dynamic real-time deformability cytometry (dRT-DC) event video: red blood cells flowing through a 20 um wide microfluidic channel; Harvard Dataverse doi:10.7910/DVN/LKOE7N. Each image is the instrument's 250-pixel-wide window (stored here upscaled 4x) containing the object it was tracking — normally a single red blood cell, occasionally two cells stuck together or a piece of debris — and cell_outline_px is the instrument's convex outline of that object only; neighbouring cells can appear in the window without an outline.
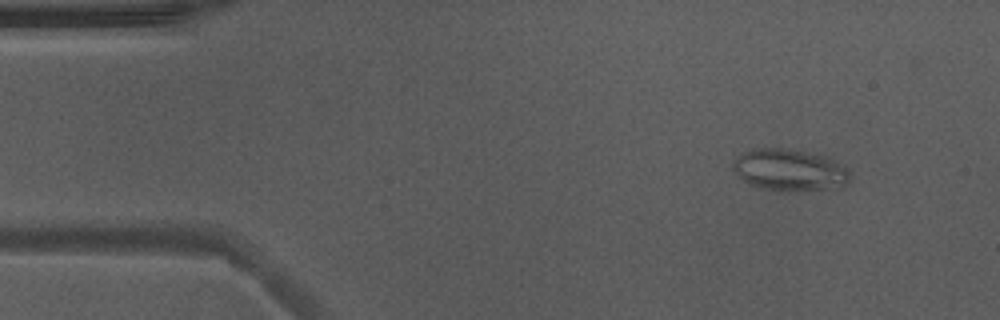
{"species": "Egyptian fruit bat (a non-hibernating species)", "species_latin": "Rousettus aegyptiacus", "temperature_condition": "warm", "stored_images_in_passage": 48, "camera_frame_rate_fps": 3000, "um_per_image_px": 0.085, "animal": {"sex": "male"}, "frame": {"image": 1, "passage_image": 5, "time_ms": 1.333, "image_size_px": [1000, 320], "cell_outline_px": [[848, 184], [840, 188], [756, 188], [748, 184], [732, 168], [732, 160], [744, 152], [756, 148], [784, 148], [828, 156], [844, 168], [848, 172]], "centroid_in_image_um": [67.06, 14.4], "position_along_channel_um": 17.9, "area_um2": 27.51}}
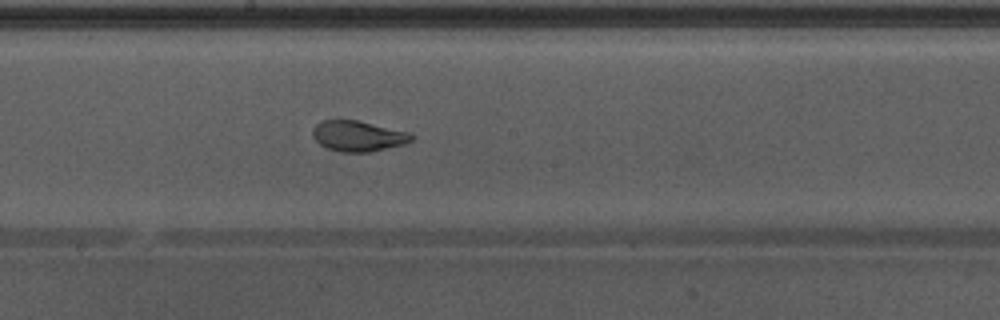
{"frame": {"image": 2, "passage_image": 27, "time_ms": 8.667, "image_size_px": [1000, 320], "cell_outline_px": [[416, 136], [412, 140], [404, 144], [368, 152], [340, 152], [328, 148], [320, 144], [312, 136], [312, 128], [316, 124], [324, 120], [356, 120], [412, 132]], "centroid_in_image_um": [30.46, 11.56], "position_along_channel_um": 217.7, "area_um2": 17.69}, "authors_computed_cell_mechanics": {"area_um2": 19.074, "velocity_mm_per_s": 3.9183, "shape_relaxation_time_tau1_ms": 4.9185, "shape_relaxation_time_tau2_ms": null, "deformation_change_tau1": 0.1623, "deformation_change_tau2": null}}